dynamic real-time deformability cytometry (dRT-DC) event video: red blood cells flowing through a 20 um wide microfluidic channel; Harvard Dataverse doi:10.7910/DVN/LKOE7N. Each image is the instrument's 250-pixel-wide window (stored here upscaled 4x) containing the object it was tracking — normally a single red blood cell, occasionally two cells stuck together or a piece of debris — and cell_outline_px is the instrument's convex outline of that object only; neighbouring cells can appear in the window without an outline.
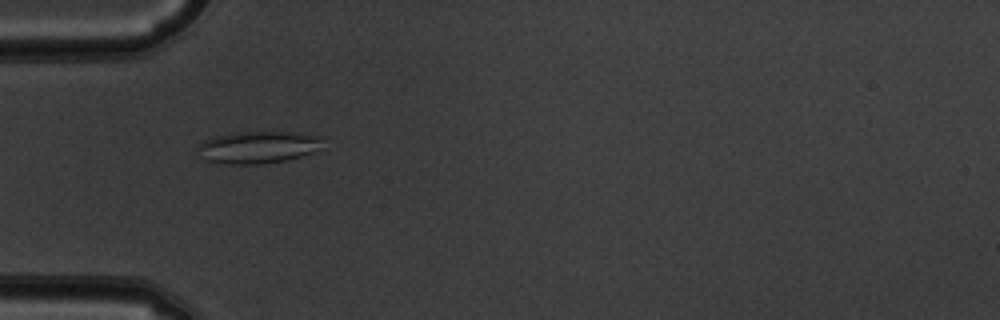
{"species": "common noctule bat (a hibernating species)", "species_latin": "Nyctalus noctula", "temperature_condition": "warm", "stored_images_in_passage": 53, "camera_frame_rate_fps": 3000, "um_per_image_px": 0.085, "animal": {"sex": "male", "body_mass_g": 19.5, "forearm_length_mm": 54.6}, "frame": {"image": 1, "passage_image": 17, "time_ms": 5.333, "image_size_px": [1000, 320], "cell_outline_px": [[324, 136], [312, 152], [300, 156], [284, 160], [260, 164], [228, 164], [204, 160], [196, 148], [204, 140], [216, 136], [240, 132], [300, 132]], "centroid_in_image_um": [21.89, 12.5], "position_along_channel_um": 63.1, "area_um2": 23.12}}
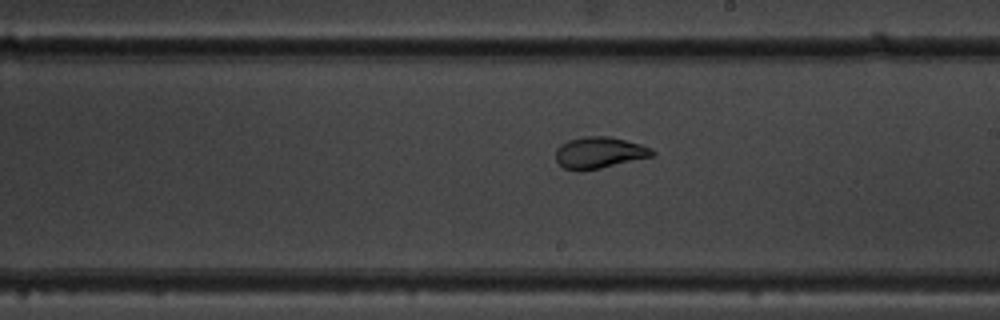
{"frame": {"image": 2, "passage_image": 31, "time_ms": 10.0, "image_size_px": [1000, 320], "cell_outline_px": [[656, 156], [600, 168], [580, 172], [564, 168], [556, 160], [556, 148], [560, 144], [568, 140], [584, 136], [608, 136], [640, 144], [652, 148], [656, 152]], "centroid_in_image_um": [50.95, 12.98], "position_along_channel_um": 238.0, "area_um2": 17.92}}
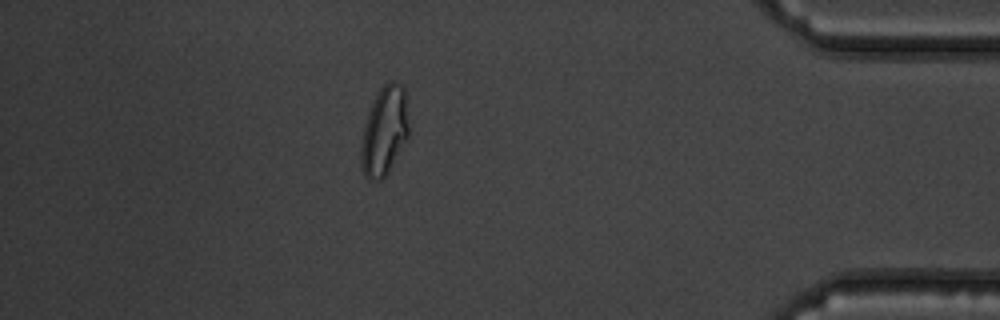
{"frame": {"image": 3, "passage_image": 47, "time_ms": 15.333, "image_size_px": [1000, 320], "cell_outline_px": [[408, 136], [388, 172], [380, 180], [368, 180], [364, 176], [360, 164], [360, 148], [364, 124], [368, 112], [380, 88], [384, 84], [392, 80], [400, 84], [404, 88], [408, 124]], "centroid_in_image_um": [32.64, 11.16], "position_along_channel_um": 402.6, "area_um2": 24.57}}